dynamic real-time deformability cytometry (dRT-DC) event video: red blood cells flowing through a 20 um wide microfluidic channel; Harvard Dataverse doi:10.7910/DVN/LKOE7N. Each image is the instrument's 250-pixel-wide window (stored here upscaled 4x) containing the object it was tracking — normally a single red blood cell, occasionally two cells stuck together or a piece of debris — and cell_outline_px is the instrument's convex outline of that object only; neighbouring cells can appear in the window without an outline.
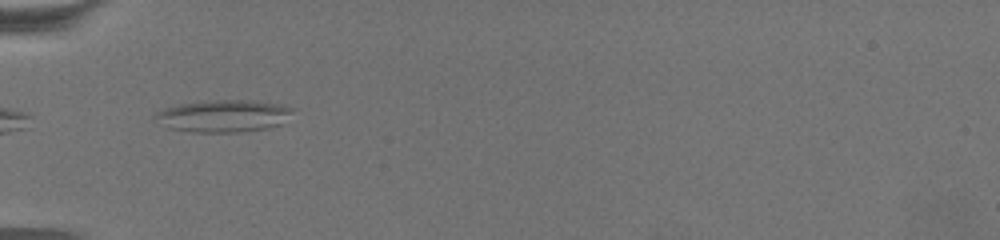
{"species": "common noctule bat (a hibernating species)", "species_latin": "Nyctalus noctula", "temperature_condition": "warm", "stored_images_in_passage": 4, "camera_frame_rate_fps": 3000, "um_per_image_px": 0.085, "animal": {"sex": "female", "body_mass_g": 19.5, "forearm_length_mm": 54.1}, "frame": {"image": 1, "passage_image": 1, "time_ms": 0.0, "image_size_px": [1000, 240], "cell_outline_px": [[296, 108], [280, 124], [268, 128], [240, 132], [192, 132], [168, 128], [152, 116], [156, 112], [164, 108], [180, 104], [216, 100], [252, 100], [280, 104]], "centroid_in_image_um": [18.99, 9.85], "position_along_channel_um": 66.0, "area_um2": 25.72}}